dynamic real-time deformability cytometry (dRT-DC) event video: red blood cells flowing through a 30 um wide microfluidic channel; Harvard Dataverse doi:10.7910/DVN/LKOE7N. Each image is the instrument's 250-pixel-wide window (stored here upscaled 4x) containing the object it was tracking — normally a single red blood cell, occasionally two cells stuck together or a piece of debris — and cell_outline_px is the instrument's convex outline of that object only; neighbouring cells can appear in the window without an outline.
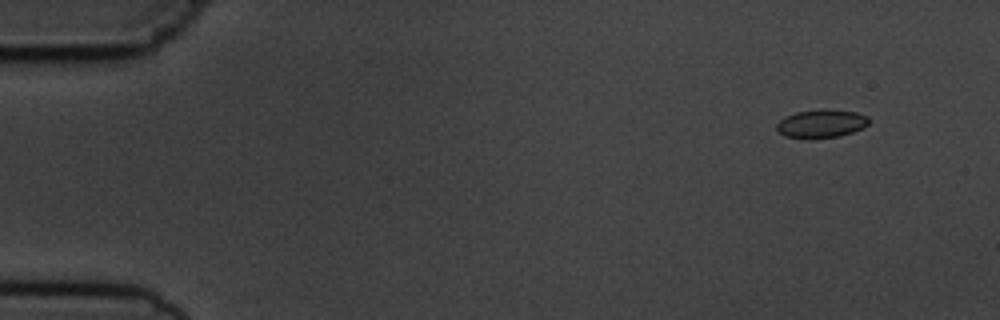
{"species": "common noctule bat (a hibernating species)", "species_latin": "Nyctalus noctula", "temperature_condition": "cold", "stored_images_in_passage": 4, "segment_of_instrument_passage": [2, 2], "camera_frame_rate_fps": 3000, "um_per_image_px": 0.085, "animal": {"sex": "male", "body_mass_g": 19.5, "forearm_length_mm": 54.6}, "frame": {"image": 1, "passage_image": 4, "time_ms": 3.667, "image_size_px": [1000, 320], "cell_outline_px": [[868, 124], [852, 132], [840, 136], [784, 136], [776, 128], [776, 124], [784, 116], [796, 112], [856, 112], [868, 116]], "centroid_in_image_um": [69.79, 10.52], "position_along_channel_um": 15.2, "area_um2": 13.81}}